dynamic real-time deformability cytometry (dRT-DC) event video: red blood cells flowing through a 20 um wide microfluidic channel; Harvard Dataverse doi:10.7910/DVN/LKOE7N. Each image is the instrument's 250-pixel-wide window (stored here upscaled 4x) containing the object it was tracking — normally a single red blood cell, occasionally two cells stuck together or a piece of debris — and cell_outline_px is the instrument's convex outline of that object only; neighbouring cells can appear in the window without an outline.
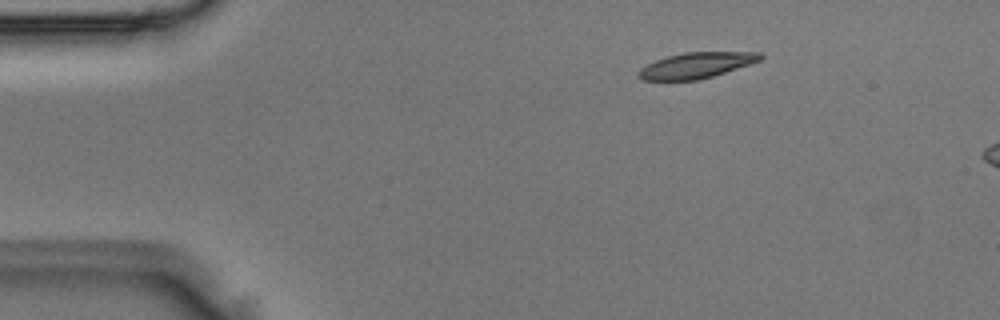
{"species": "Egyptian fruit bat (a non-hibernating species)", "species_latin": "Rousettus aegyptiacus", "temperature_condition": "room temperature", "stored_images_in_passage": 4, "camera_frame_rate_fps": 3000, "um_per_image_px": 0.085, "animal": {"sex": "male"}, "frame": {"image": 1, "passage_image": 1, "time_ms": 0.0, "image_size_px": [1000, 320], "cell_outline_px": [[764, 56], [760, 60], [700, 80], [644, 80], [636, 76], [636, 72], [640, 68], [656, 60], [668, 56], [684, 52], [760, 52]], "centroid_in_image_um": [59.14, 5.55], "position_along_channel_um": 25.9, "area_um2": 18.09}}
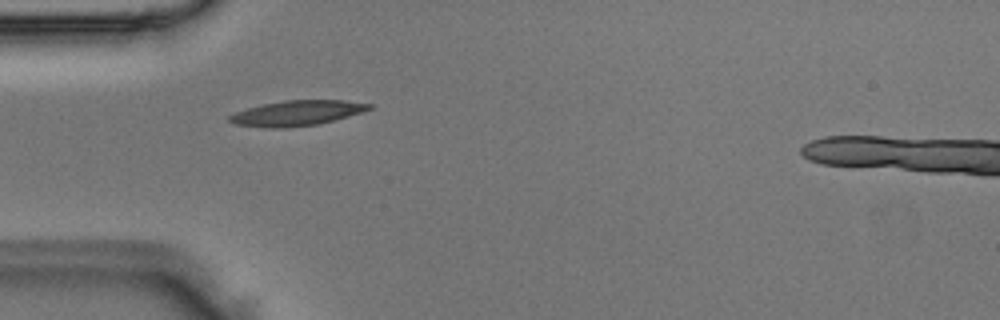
{"frame": {"image": 2, "passage_image": 3, "time_ms": 0.667, "image_size_px": [1000, 320], "cell_outline_px": [[372, 108], [364, 112], [316, 124], [288, 128], [264, 128], [236, 124], [228, 120], [228, 116], [236, 112], [248, 108], [264, 104], [284, 100], [344, 100], [372, 104]], "centroid_in_image_um": [25.24, 9.61], "position_along_channel_um": 59.8, "area_um2": 20.4}}
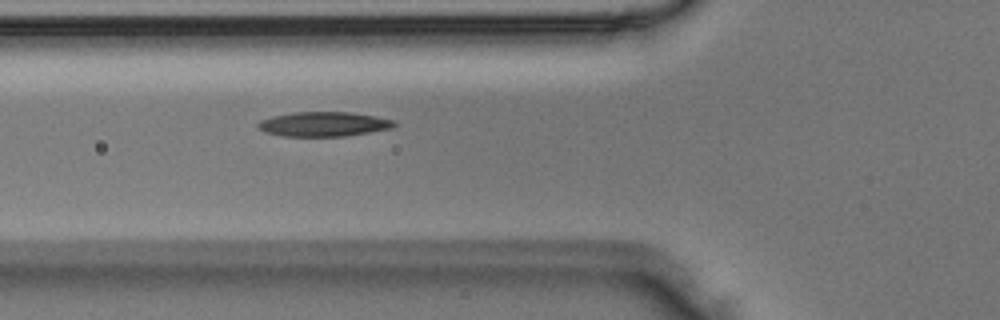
{"frame": {"image": 3, "passage_image": 4, "time_ms": 1.0, "image_size_px": [1000, 320], "cell_outline_px": [[396, 124], [392, 128], [344, 136], [280, 136], [264, 132], [256, 128], [256, 124], [260, 120], [272, 116], [292, 112], [352, 112], [376, 116], [392, 120]], "centroid_in_image_um": [27.44, 10.54], "position_along_channel_um": 98.4, "area_um2": 19.59}}